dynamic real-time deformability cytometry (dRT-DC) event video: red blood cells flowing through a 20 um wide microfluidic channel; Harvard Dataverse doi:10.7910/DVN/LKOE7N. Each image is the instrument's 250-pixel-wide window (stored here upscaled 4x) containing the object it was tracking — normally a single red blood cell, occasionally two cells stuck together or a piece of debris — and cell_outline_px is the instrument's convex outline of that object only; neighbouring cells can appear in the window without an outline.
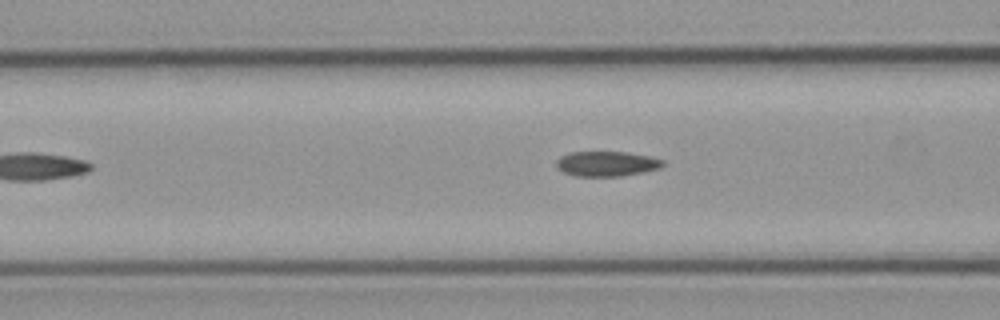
{"species": "common noctule bat (a hibernating species)", "species_latin": "Nyctalus noctula", "temperature_condition": "cold", "stored_images_in_passage": 9, "camera_frame_rate_fps": 3000, "um_per_image_px": 0.085, "animal": {"sex": "male", "body_mass_g": 23.1, "forearm_length_mm": 52.7}, "frame": {"image": 1, "passage_image": 6, "time_ms": 7.0, "image_size_px": [1000, 320], "cell_outline_px": [[664, 164], [660, 168], [644, 172], [620, 176], [576, 176], [564, 172], [556, 168], [556, 160], [560, 156], [572, 152], [628, 152], [652, 156], [664, 160]], "centroid_in_image_um": [51.58, 13.91], "position_along_channel_um": 115.0, "area_um2": 15.66}}
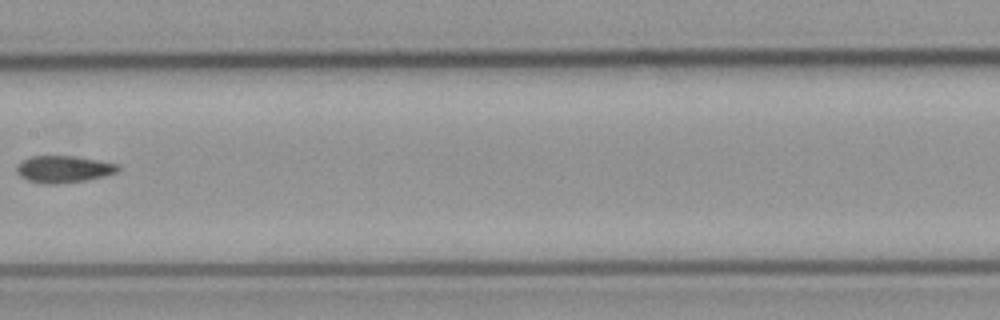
{"frame": {"image": 2, "passage_image": 8, "time_ms": 9.333, "image_size_px": [1000, 320], "cell_outline_px": [[120, 168], [116, 172], [104, 176], [84, 180], [56, 184], [44, 184], [28, 180], [20, 176], [16, 172], [16, 168], [24, 160], [32, 156], [76, 156], [120, 164]], "centroid_in_image_um": [5.43, 14.37], "position_along_channel_um": 202.0, "area_um2": 15.78}}
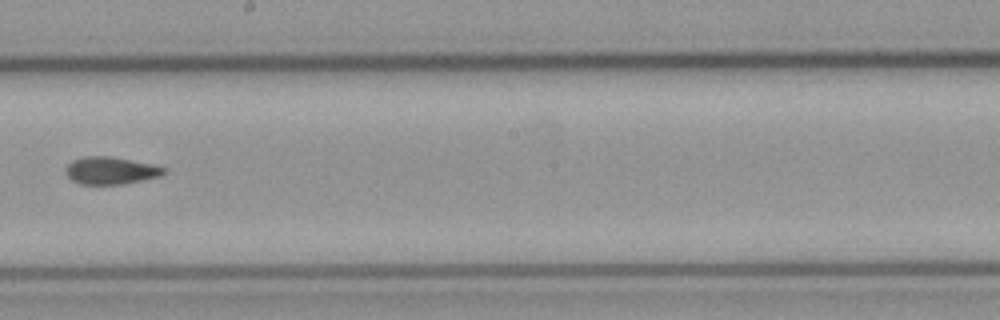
{"frame": {"image": 3, "passage_image": 9, "time_ms": 10.333, "image_size_px": [1000, 320], "cell_outline_px": [[168, 172], [160, 176], [124, 184], [80, 184], [72, 180], [64, 172], [68, 164], [72, 160], [84, 156], [108, 156], [152, 164], [168, 168]], "centroid_in_image_um": [9.43, 14.5], "position_along_channel_um": 238.8, "area_um2": 15.72}}